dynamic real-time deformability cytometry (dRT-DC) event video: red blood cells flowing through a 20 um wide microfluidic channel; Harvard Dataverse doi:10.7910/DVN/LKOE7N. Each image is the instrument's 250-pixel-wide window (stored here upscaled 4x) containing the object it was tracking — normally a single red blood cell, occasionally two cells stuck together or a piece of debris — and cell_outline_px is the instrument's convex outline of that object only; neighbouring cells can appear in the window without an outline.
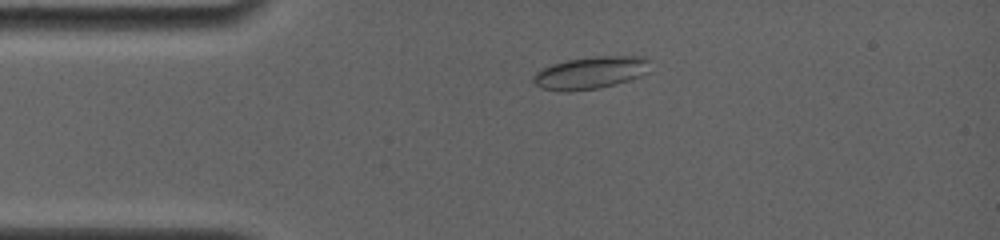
{"species": "common noctule bat (a hibernating species)", "species_latin": "Nyctalus noctula", "temperature_condition": "room temperature", "stored_images_in_passage": 48, "camera_frame_rate_fps": 4000, "um_per_image_px": 0.085, "animal": {"sex": "female", "body_mass_g": 19.0, "forearm_length_mm": 56.7}, "frame": {"image": 1, "passage_image": 1, "time_ms": 0.0, "image_size_px": [1000, 240], "cell_outline_px": [[648, 72], [640, 76], [628, 80], [600, 88], [568, 92], [564, 92], [540, 88], [532, 80], [532, 76], [536, 72], [552, 64], [568, 60], [596, 56], [644, 56], [648, 60]], "centroid_in_image_um": [50.17, 6.19], "position_along_channel_um": 34.8, "area_um2": 21.96}}
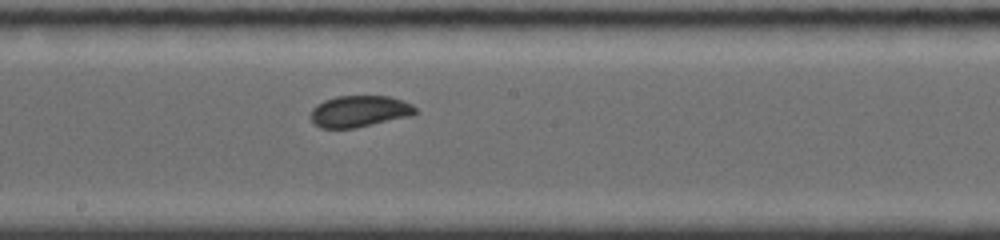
{"frame": {"image": 2, "passage_image": 23, "time_ms": 5.5, "image_size_px": [1000, 240], "cell_outline_px": [[416, 112], [412, 116], [356, 128], [320, 128], [308, 116], [312, 108], [316, 104], [324, 100], [336, 96], [388, 96], [404, 100], [412, 104], [416, 108]], "centroid_in_image_um": [30.54, 9.46], "position_along_channel_um": 217.7, "area_um2": 19.48}}
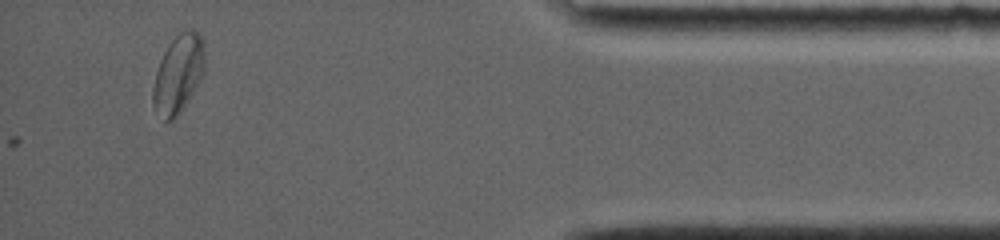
{"frame": {"image": 3, "passage_image": 48, "time_ms": 11.75, "image_size_px": [1000, 240], "cell_outline_px": [[204, 72], [200, 80], [184, 108], [172, 120], [164, 124], [152, 104], [152, 88], [156, 72], [160, 60], [164, 52], [172, 40], [180, 32], [196, 32], [204, 40]], "centroid_in_image_um": [15.13, 6.36], "position_along_channel_um": 420.1, "area_um2": 23.52}, "authors_computed_cell_mechanics": {"area_um2": 19.3341, "velocity_mm_per_s": 3.8485, "shape_relaxation_time_tau1_ms": 4.7271, "shape_relaxation_time_tau2_ms": 0.8176, "deformation_change_tau1": 0.0893, "deformation_change_tau2": 0.0327}}